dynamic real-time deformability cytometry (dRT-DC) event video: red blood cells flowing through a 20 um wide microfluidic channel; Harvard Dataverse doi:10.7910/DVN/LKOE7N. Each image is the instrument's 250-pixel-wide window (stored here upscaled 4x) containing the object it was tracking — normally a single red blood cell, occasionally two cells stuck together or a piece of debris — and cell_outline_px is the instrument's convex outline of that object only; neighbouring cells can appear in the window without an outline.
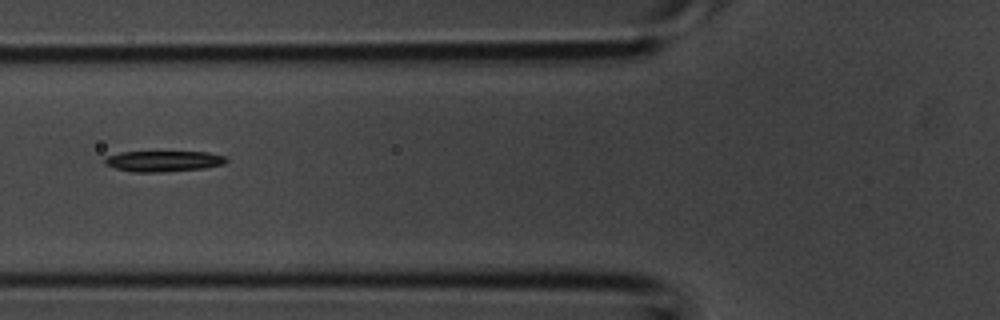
{"species": "common noctule bat (a hibernating species)", "species_latin": "Nyctalus noctula", "temperature_condition": "room temperature", "stored_images_in_passage": 4, "camera_frame_rate_fps": 3000, "um_per_image_px": 0.085, "animal": {"sex": "male", "body_mass_g": 20.1, "forearm_length_mm": 53.5}, "frame": {"image": 1, "passage_image": 4, "time_ms": 1.0, "image_size_px": [1000, 320], "cell_outline_px": [[228, 160], [224, 164], [204, 168], [164, 172], [132, 172], [116, 168], [104, 164], [104, 156], [120, 152], [208, 152], [228, 156]], "centroid_in_image_um": [13.9, 13.69], "position_along_channel_um": 111.9, "area_um2": 14.91}}